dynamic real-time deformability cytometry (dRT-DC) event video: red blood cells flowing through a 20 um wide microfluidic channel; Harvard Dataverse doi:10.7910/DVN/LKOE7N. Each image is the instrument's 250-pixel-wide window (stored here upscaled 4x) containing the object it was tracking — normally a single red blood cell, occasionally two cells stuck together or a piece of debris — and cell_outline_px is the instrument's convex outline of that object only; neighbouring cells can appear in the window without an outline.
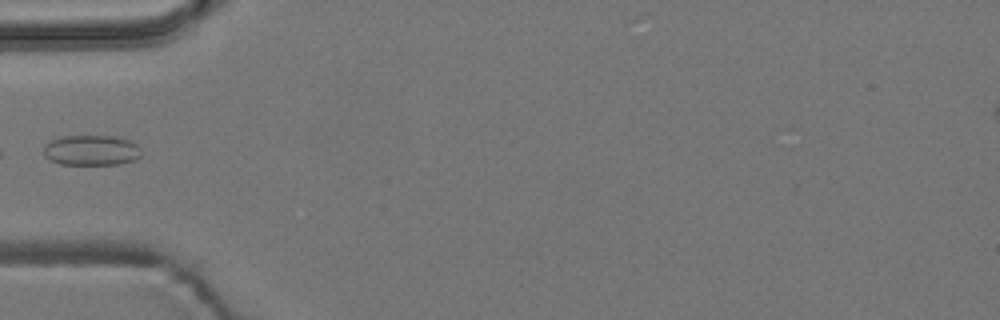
{"species": "common noctule bat (a hibernating species)", "species_latin": "Nyctalus noctula", "temperature_condition": "room temperature", "stored_images_in_passage": 5, "camera_frame_rate_fps": 3000, "um_per_image_px": 0.085, "animal": {"sex": "male", "body_mass_g": 19.2, "forearm_length_mm": 51.8}, "frame": {"image": 1, "passage_image": 5, "time_ms": 4.667, "image_size_px": [1000, 320], "cell_outline_px": [[140, 156], [136, 160], [120, 164], [60, 164], [44, 156], [44, 144], [60, 136], [116, 136], [132, 140], [140, 148]], "centroid_in_image_um": [7.79, 12.76], "position_along_channel_um": 77.2, "area_um2": 17.4}}